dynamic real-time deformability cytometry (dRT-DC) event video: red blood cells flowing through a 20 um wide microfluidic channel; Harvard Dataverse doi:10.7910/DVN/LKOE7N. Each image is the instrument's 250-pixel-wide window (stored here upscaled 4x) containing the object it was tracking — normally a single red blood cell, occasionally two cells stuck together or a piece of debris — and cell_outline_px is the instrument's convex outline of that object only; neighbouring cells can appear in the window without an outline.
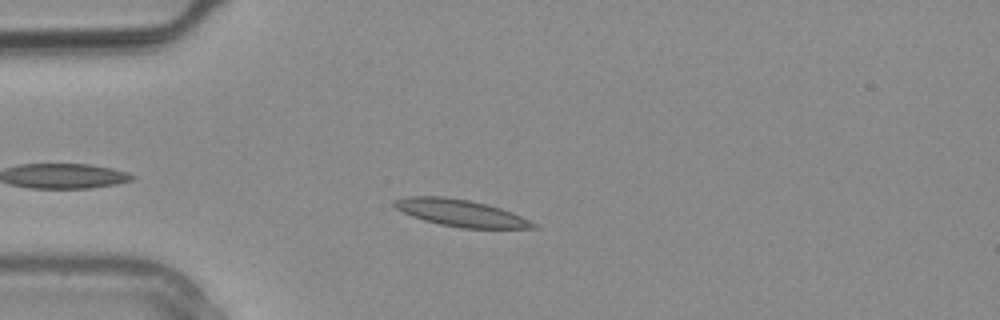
{"species": "common noctule bat (a hibernating species)", "species_latin": "Nyctalus noctula", "temperature_condition": "warm", "stored_images_in_passage": 2, "camera_frame_rate_fps": 3000, "um_per_image_px": 0.085, "animal": {"sex": "male", "body_mass_g": 20.4}, "frame": {"image": 1, "passage_image": 2, "time_ms": 0.333, "image_size_px": [1000, 320], "cell_outline_px": [[540, 228], [464, 228], [440, 224], [424, 220], [412, 216], [396, 208], [392, 204], [392, 200], [404, 196], [444, 196], [468, 200], [488, 204], [512, 212], [536, 224]], "centroid_in_image_um": [39.12, 18.09], "position_along_channel_um": 45.9, "area_um2": 21.68}}